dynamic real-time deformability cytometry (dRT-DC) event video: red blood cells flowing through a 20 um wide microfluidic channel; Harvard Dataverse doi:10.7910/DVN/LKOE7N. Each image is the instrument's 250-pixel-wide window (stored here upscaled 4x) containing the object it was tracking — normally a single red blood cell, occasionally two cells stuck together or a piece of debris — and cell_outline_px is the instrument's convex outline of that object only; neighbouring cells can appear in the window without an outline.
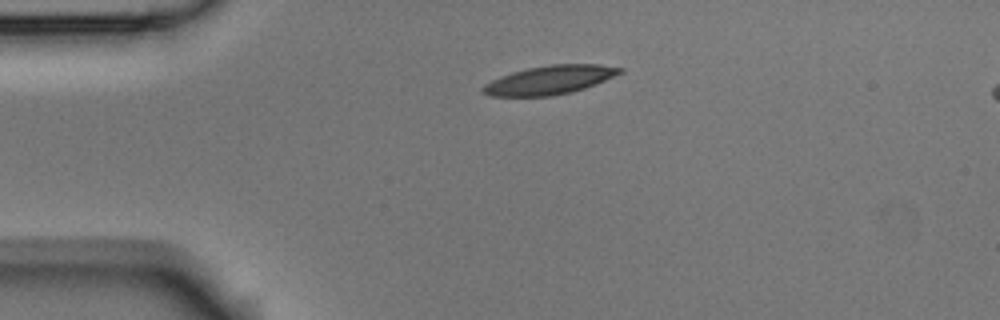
{"species": "Egyptian fruit bat (a non-hibernating species)", "species_latin": "Rousettus aegyptiacus", "temperature_condition": "room temperature", "stored_images_in_passage": 2, "segment_of_instrument_passage": [1, 2], "camera_frame_rate_fps": 3000, "um_per_image_px": 0.085, "animal": {"sex": "male"}, "frame": {"image": 1, "passage_image": 1, "time_ms": 0.0, "image_size_px": [1000, 320], "cell_outline_px": [[624, 72], [584, 88], [572, 92], [552, 96], [488, 96], [480, 92], [480, 88], [484, 84], [500, 76], [512, 72], [528, 68], [548, 64], [600, 64], [624, 68]], "centroid_in_image_um": [46.69, 6.8], "position_along_channel_um": 38.3, "area_um2": 23.06}}